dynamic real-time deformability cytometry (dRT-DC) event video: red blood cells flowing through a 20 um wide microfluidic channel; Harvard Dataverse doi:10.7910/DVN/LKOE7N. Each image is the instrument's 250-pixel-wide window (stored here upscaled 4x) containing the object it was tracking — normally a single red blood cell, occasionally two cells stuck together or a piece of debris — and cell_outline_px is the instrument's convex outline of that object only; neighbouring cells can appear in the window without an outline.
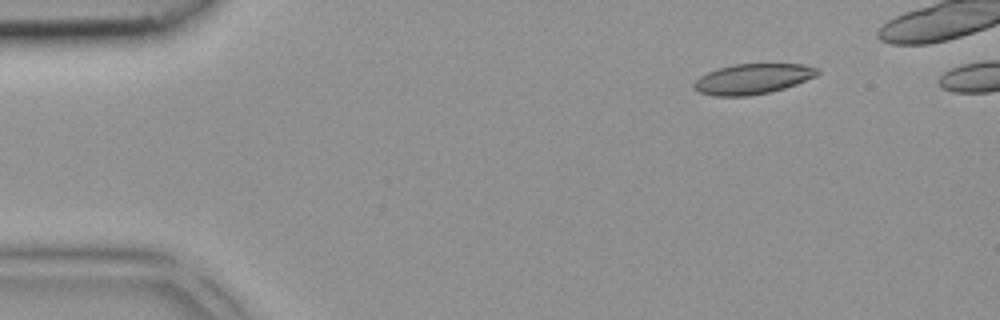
{"species": "common noctule bat (a hibernating species)", "species_latin": "Nyctalus noctula", "temperature_condition": "room temperature", "stored_images_in_passage": 4, "camera_frame_rate_fps": 3000, "um_per_image_px": 0.085, "animal": {"sex": "female", "body_mass_g": 18.4}, "frame": {"image": 1, "passage_image": 2, "time_ms": 0.333, "image_size_px": [1000, 320], "cell_outline_px": [[820, 72], [816, 76], [796, 84], [784, 88], [768, 92], [748, 96], [712, 96], [696, 92], [692, 84], [700, 76], [716, 68], [732, 64], [804, 64], [820, 68]], "centroid_in_image_um": [63.95, 6.7], "position_along_channel_um": 21.0, "area_um2": 22.02}}